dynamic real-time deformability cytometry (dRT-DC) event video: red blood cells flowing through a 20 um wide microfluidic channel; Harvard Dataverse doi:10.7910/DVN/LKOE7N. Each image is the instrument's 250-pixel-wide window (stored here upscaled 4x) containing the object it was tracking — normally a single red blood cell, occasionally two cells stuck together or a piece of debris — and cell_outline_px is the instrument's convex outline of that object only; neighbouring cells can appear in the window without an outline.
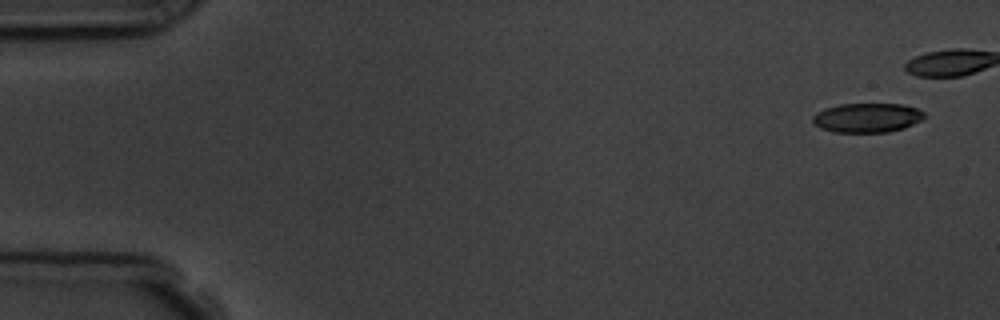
{"species": "common noctule bat (a hibernating species)", "species_latin": "Nyctalus noctula", "temperature_condition": "room temperature", "stored_images_in_passage": 6, "camera_frame_rate_fps": 3000, "um_per_image_px": 0.085, "animal": {"sex": "male", "body_mass_g": 19.5, "forearm_length_mm": 54.6}, "frame": {"image": 1, "passage_image": 1, "time_ms": 0.0, "image_size_px": [1000, 320], "cell_outline_px": [[924, 116], [920, 120], [904, 128], [888, 132], [832, 132], [820, 128], [812, 124], [812, 116], [816, 112], [824, 108], [840, 104], [900, 104], [916, 108], [924, 112]], "centroid_in_image_um": [73.64, 10.01], "position_along_channel_um": 11.4, "area_um2": 19.13}}
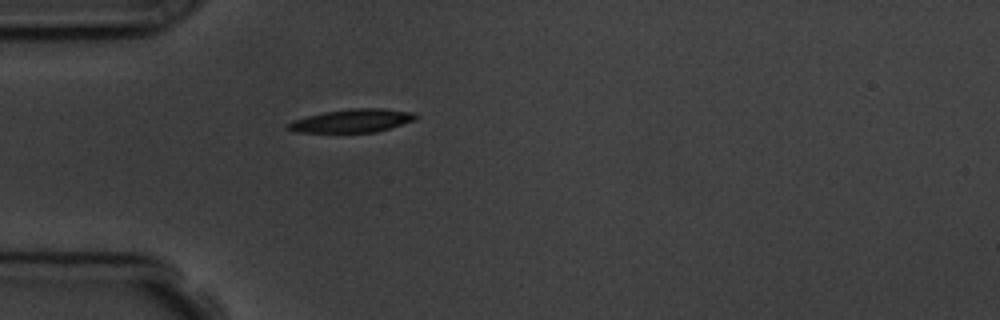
{"frame": {"image": 2, "passage_image": 6, "time_ms": 5.667, "image_size_px": [1000, 320], "cell_outline_px": [[420, 116], [416, 120], [376, 132], [296, 132], [288, 128], [288, 124], [292, 120], [324, 112], [352, 108], [384, 108], [412, 112]], "centroid_in_image_um": [29.99, 10.25], "position_along_channel_um": 55.0, "area_um2": 17.22}}